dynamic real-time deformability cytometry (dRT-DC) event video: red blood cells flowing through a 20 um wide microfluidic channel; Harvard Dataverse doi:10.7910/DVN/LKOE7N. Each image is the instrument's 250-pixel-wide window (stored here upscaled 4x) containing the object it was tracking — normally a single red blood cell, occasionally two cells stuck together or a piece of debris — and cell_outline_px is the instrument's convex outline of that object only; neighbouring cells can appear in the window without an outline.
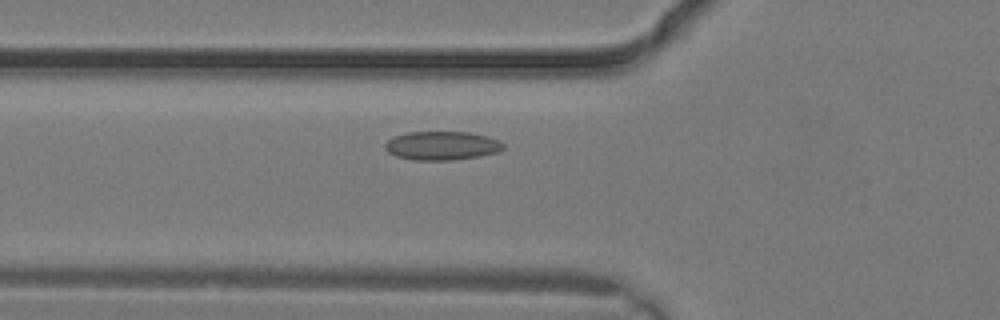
{"species": "common noctule bat (a hibernating species)", "species_latin": "Nyctalus noctula", "temperature_condition": "warm", "stored_images_in_passage": 3, "camera_frame_rate_fps": 3000, "um_per_image_px": 0.085, "animal": {"sex": "male", "body_mass_g": 19.2, "forearm_length_mm": 51.8}, "frame": {"image": 1, "passage_image": 2, "time_ms": 0.333, "image_size_px": [1000, 320], "cell_outline_px": [[504, 148], [496, 152], [480, 156], [452, 160], [416, 160], [396, 156], [388, 152], [384, 148], [384, 144], [388, 140], [396, 136], [408, 132], [468, 132], [488, 136], [500, 140], [504, 144]], "centroid_in_image_um": [37.57, 12.38], "position_along_channel_um": 88.2, "area_um2": 19.77}}